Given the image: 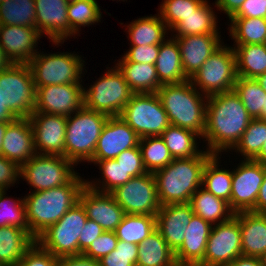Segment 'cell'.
<instances>
[{
    "label": "cell",
    "instance_id": "obj_1",
    "mask_svg": "<svg viewBox=\"0 0 266 266\" xmlns=\"http://www.w3.org/2000/svg\"><path fill=\"white\" fill-rule=\"evenodd\" d=\"M251 120L234 90L209 96L206 102L205 131L202 137V140L207 141L205 149L217 155L224 151H232Z\"/></svg>",
    "mask_w": 266,
    "mask_h": 266
},
{
    "label": "cell",
    "instance_id": "obj_2",
    "mask_svg": "<svg viewBox=\"0 0 266 266\" xmlns=\"http://www.w3.org/2000/svg\"><path fill=\"white\" fill-rule=\"evenodd\" d=\"M86 180L76 175L68 184L24 196L29 234L36 238L59 221L77 202Z\"/></svg>",
    "mask_w": 266,
    "mask_h": 266
},
{
    "label": "cell",
    "instance_id": "obj_3",
    "mask_svg": "<svg viewBox=\"0 0 266 266\" xmlns=\"http://www.w3.org/2000/svg\"><path fill=\"white\" fill-rule=\"evenodd\" d=\"M213 154L207 150L192 158L173 159L166 167L154 172L161 206L189 203L192 195L202 187V173Z\"/></svg>",
    "mask_w": 266,
    "mask_h": 266
},
{
    "label": "cell",
    "instance_id": "obj_4",
    "mask_svg": "<svg viewBox=\"0 0 266 266\" xmlns=\"http://www.w3.org/2000/svg\"><path fill=\"white\" fill-rule=\"evenodd\" d=\"M157 95L168 115L170 125L190 130L203 137L208 97L201 94L190 80L162 85Z\"/></svg>",
    "mask_w": 266,
    "mask_h": 266
},
{
    "label": "cell",
    "instance_id": "obj_5",
    "mask_svg": "<svg viewBox=\"0 0 266 266\" xmlns=\"http://www.w3.org/2000/svg\"><path fill=\"white\" fill-rule=\"evenodd\" d=\"M108 118V115L85 106L67 116L65 157L75 165L84 161L89 163Z\"/></svg>",
    "mask_w": 266,
    "mask_h": 266
},
{
    "label": "cell",
    "instance_id": "obj_6",
    "mask_svg": "<svg viewBox=\"0 0 266 266\" xmlns=\"http://www.w3.org/2000/svg\"><path fill=\"white\" fill-rule=\"evenodd\" d=\"M237 77L234 48L222 44L189 80L200 93L209 97L233 91Z\"/></svg>",
    "mask_w": 266,
    "mask_h": 266
},
{
    "label": "cell",
    "instance_id": "obj_7",
    "mask_svg": "<svg viewBox=\"0 0 266 266\" xmlns=\"http://www.w3.org/2000/svg\"><path fill=\"white\" fill-rule=\"evenodd\" d=\"M39 52L28 63L36 89L48 85L82 84L85 66L82 56L71 52Z\"/></svg>",
    "mask_w": 266,
    "mask_h": 266
},
{
    "label": "cell",
    "instance_id": "obj_8",
    "mask_svg": "<svg viewBox=\"0 0 266 266\" xmlns=\"http://www.w3.org/2000/svg\"><path fill=\"white\" fill-rule=\"evenodd\" d=\"M133 94L122 72L115 65L106 70L89 88L84 87V106L109 117L120 116Z\"/></svg>",
    "mask_w": 266,
    "mask_h": 266
},
{
    "label": "cell",
    "instance_id": "obj_9",
    "mask_svg": "<svg viewBox=\"0 0 266 266\" xmlns=\"http://www.w3.org/2000/svg\"><path fill=\"white\" fill-rule=\"evenodd\" d=\"M0 98L17 118H29L36 107V88L28 64H11L0 72Z\"/></svg>",
    "mask_w": 266,
    "mask_h": 266
},
{
    "label": "cell",
    "instance_id": "obj_10",
    "mask_svg": "<svg viewBox=\"0 0 266 266\" xmlns=\"http://www.w3.org/2000/svg\"><path fill=\"white\" fill-rule=\"evenodd\" d=\"M139 136H161L170 125L157 93L133 94L120 116Z\"/></svg>",
    "mask_w": 266,
    "mask_h": 266
},
{
    "label": "cell",
    "instance_id": "obj_11",
    "mask_svg": "<svg viewBox=\"0 0 266 266\" xmlns=\"http://www.w3.org/2000/svg\"><path fill=\"white\" fill-rule=\"evenodd\" d=\"M84 207L77 202L55 224L49 226L36 242L56 257L79 254V235L87 220Z\"/></svg>",
    "mask_w": 266,
    "mask_h": 266
},
{
    "label": "cell",
    "instance_id": "obj_12",
    "mask_svg": "<svg viewBox=\"0 0 266 266\" xmlns=\"http://www.w3.org/2000/svg\"><path fill=\"white\" fill-rule=\"evenodd\" d=\"M76 166L64 156L36 154L20 166V177L34 188L47 190L68 184L77 174Z\"/></svg>",
    "mask_w": 266,
    "mask_h": 266
},
{
    "label": "cell",
    "instance_id": "obj_13",
    "mask_svg": "<svg viewBox=\"0 0 266 266\" xmlns=\"http://www.w3.org/2000/svg\"><path fill=\"white\" fill-rule=\"evenodd\" d=\"M110 193L125 214L156 216L161 207L153 173L132 177Z\"/></svg>",
    "mask_w": 266,
    "mask_h": 266
},
{
    "label": "cell",
    "instance_id": "obj_14",
    "mask_svg": "<svg viewBox=\"0 0 266 266\" xmlns=\"http://www.w3.org/2000/svg\"><path fill=\"white\" fill-rule=\"evenodd\" d=\"M242 256L240 212L229 220L215 224L208 237L204 266H228Z\"/></svg>",
    "mask_w": 266,
    "mask_h": 266
},
{
    "label": "cell",
    "instance_id": "obj_15",
    "mask_svg": "<svg viewBox=\"0 0 266 266\" xmlns=\"http://www.w3.org/2000/svg\"><path fill=\"white\" fill-rule=\"evenodd\" d=\"M232 171L231 210L254 212L259 189L263 183L264 165L244 159Z\"/></svg>",
    "mask_w": 266,
    "mask_h": 266
},
{
    "label": "cell",
    "instance_id": "obj_16",
    "mask_svg": "<svg viewBox=\"0 0 266 266\" xmlns=\"http://www.w3.org/2000/svg\"><path fill=\"white\" fill-rule=\"evenodd\" d=\"M84 106L82 84L48 85L36 89L34 111L69 116Z\"/></svg>",
    "mask_w": 266,
    "mask_h": 266
},
{
    "label": "cell",
    "instance_id": "obj_17",
    "mask_svg": "<svg viewBox=\"0 0 266 266\" xmlns=\"http://www.w3.org/2000/svg\"><path fill=\"white\" fill-rule=\"evenodd\" d=\"M37 154L65 157L67 117L34 111L29 117Z\"/></svg>",
    "mask_w": 266,
    "mask_h": 266
},
{
    "label": "cell",
    "instance_id": "obj_18",
    "mask_svg": "<svg viewBox=\"0 0 266 266\" xmlns=\"http://www.w3.org/2000/svg\"><path fill=\"white\" fill-rule=\"evenodd\" d=\"M139 136L119 116L109 117L102 128L90 163L115 159L123 151L137 147Z\"/></svg>",
    "mask_w": 266,
    "mask_h": 266
},
{
    "label": "cell",
    "instance_id": "obj_19",
    "mask_svg": "<svg viewBox=\"0 0 266 266\" xmlns=\"http://www.w3.org/2000/svg\"><path fill=\"white\" fill-rule=\"evenodd\" d=\"M36 29L43 36H48L55 46L64 43L75 33L70 29L66 0H35Z\"/></svg>",
    "mask_w": 266,
    "mask_h": 266
},
{
    "label": "cell",
    "instance_id": "obj_20",
    "mask_svg": "<svg viewBox=\"0 0 266 266\" xmlns=\"http://www.w3.org/2000/svg\"><path fill=\"white\" fill-rule=\"evenodd\" d=\"M41 37L34 27L0 25V46L13 64H28L38 53Z\"/></svg>",
    "mask_w": 266,
    "mask_h": 266
},
{
    "label": "cell",
    "instance_id": "obj_21",
    "mask_svg": "<svg viewBox=\"0 0 266 266\" xmlns=\"http://www.w3.org/2000/svg\"><path fill=\"white\" fill-rule=\"evenodd\" d=\"M79 202L88 219L97 222L104 231H115L125 215L111 193L100 192L87 185L80 192Z\"/></svg>",
    "mask_w": 266,
    "mask_h": 266
},
{
    "label": "cell",
    "instance_id": "obj_22",
    "mask_svg": "<svg viewBox=\"0 0 266 266\" xmlns=\"http://www.w3.org/2000/svg\"><path fill=\"white\" fill-rule=\"evenodd\" d=\"M213 225L193 214L181 247L174 253L177 266H204V255Z\"/></svg>",
    "mask_w": 266,
    "mask_h": 266
},
{
    "label": "cell",
    "instance_id": "obj_23",
    "mask_svg": "<svg viewBox=\"0 0 266 266\" xmlns=\"http://www.w3.org/2000/svg\"><path fill=\"white\" fill-rule=\"evenodd\" d=\"M220 36V34H199L175 38L180 48L182 68L189 79L224 44Z\"/></svg>",
    "mask_w": 266,
    "mask_h": 266
},
{
    "label": "cell",
    "instance_id": "obj_24",
    "mask_svg": "<svg viewBox=\"0 0 266 266\" xmlns=\"http://www.w3.org/2000/svg\"><path fill=\"white\" fill-rule=\"evenodd\" d=\"M193 210L189 203L167 204L156 213V229L175 253L182 245Z\"/></svg>",
    "mask_w": 266,
    "mask_h": 266
},
{
    "label": "cell",
    "instance_id": "obj_25",
    "mask_svg": "<svg viewBox=\"0 0 266 266\" xmlns=\"http://www.w3.org/2000/svg\"><path fill=\"white\" fill-rule=\"evenodd\" d=\"M36 154L29 118L9 122L3 138L2 155L21 166Z\"/></svg>",
    "mask_w": 266,
    "mask_h": 266
},
{
    "label": "cell",
    "instance_id": "obj_26",
    "mask_svg": "<svg viewBox=\"0 0 266 266\" xmlns=\"http://www.w3.org/2000/svg\"><path fill=\"white\" fill-rule=\"evenodd\" d=\"M242 256L259 258L266 252V214L240 212Z\"/></svg>",
    "mask_w": 266,
    "mask_h": 266
},
{
    "label": "cell",
    "instance_id": "obj_27",
    "mask_svg": "<svg viewBox=\"0 0 266 266\" xmlns=\"http://www.w3.org/2000/svg\"><path fill=\"white\" fill-rule=\"evenodd\" d=\"M155 67L161 85L189 80L182 68L179 45L173 37H167L160 44Z\"/></svg>",
    "mask_w": 266,
    "mask_h": 266
},
{
    "label": "cell",
    "instance_id": "obj_28",
    "mask_svg": "<svg viewBox=\"0 0 266 266\" xmlns=\"http://www.w3.org/2000/svg\"><path fill=\"white\" fill-rule=\"evenodd\" d=\"M35 241L25 229L0 227V266H16Z\"/></svg>",
    "mask_w": 266,
    "mask_h": 266
},
{
    "label": "cell",
    "instance_id": "obj_29",
    "mask_svg": "<svg viewBox=\"0 0 266 266\" xmlns=\"http://www.w3.org/2000/svg\"><path fill=\"white\" fill-rule=\"evenodd\" d=\"M114 65L122 72L134 94L157 93L162 86L154 64L118 61Z\"/></svg>",
    "mask_w": 266,
    "mask_h": 266
},
{
    "label": "cell",
    "instance_id": "obj_30",
    "mask_svg": "<svg viewBox=\"0 0 266 266\" xmlns=\"http://www.w3.org/2000/svg\"><path fill=\"white\" fill-rule=\"evenodd\" d=\"M189 204L195 215L200 216L212 225L225 222L235 214L230 209L228 202L215 197L202 187L192 195Z\"/></svg>",
    "mask_w": 266,
    "mask_h": 266
},
{
    "label": "cell",
    "instance_id": "obj_31",
    "mask_svg": "<svg viewBox=\"0 0 266 266\" xmlns=\"http://www.w3.org/2000/svg\"><path fill=\"white\" fill-rule=\"evenodd\" d=\"M126 27L131 46L160 45L168 37L169 29L159 14L138 18Z\"/></svg>",
    "mask_w": 266,
    "mask_h": 266
},
{
    "label": "cell",
    "instance_id": "obj_32",
    "mask_svg": "<svg viewBox=\"0 0 266 266\" xmlns=\"http://www.w3.org/2000/svg\"><path fill=\"white\" fill-rule=\"evenodd\" d=\"M205 0L197 9L196 12L182 18V20L171 30L176 32L173 38L186 35L199 34H219L218 20L216 12Z\"/></svg>",
    "mask_w": 266,
    "mask_h": 266
},
{
    "label": "cell",
    "instance_id": "obj_33",
    "mask_svg": "<svg viewBox=\"0 0 266 266\" xmlns=\"http://www.w3.org/2000/svg\"><path fill=\"white\" fill-rule=\"evenodd\" d=\"M136 266H177L174 252L157 229L138 245Z\"/></svg>",
    "mask_w": 266,
    "mask_h": 266
},
{
    "label": "cell",
    "instance_id": "obj_34",
    "mask_svg": "<svg viewBox=\"0 0 266 266\" xmlns=\"http://www.w3.org/2000/svg\"><path fill=\"white\" fill-rule=\"evenodd\" d=\"M219 155L213 154L207 160L202 173V188L228 202L231 209L232 171L219 168L222 156Z\"/></svg>",
    "mask_w": 266,
    "mask_h": 266
},
{
    "label": "cell",
    "instance_id": "obj_35",
    "mask_svg": "<svg viewBox=\"0 0 266 266\" xmlns=\"http://www.w3.org/2000/svg\"><path fill=\"white\" fill-rule=\"evenodd\" d=\"M237 75L256 78L266 73V44L235 45Z\"/></svg>",
    "mask_w": 266,
    "mask_h": 266
},
{
    "label": "cell",
    "instance_id": "obj_36",
    "mask_svg": "<svg viewBox=\"0 0 266 266\" xmlns=\"http://www.w3.org/2000/svg\"><path fill=\"white\" fill-rule=\"evenodd\" d=\"M161 137L173 159L192 158L201 152L197 145L200 137L190 130L169 125Z\"/></svg>",
    "mask_w": 266,
    "mask_h": 266
},
{
    "label": "cell",
    "instance_id": "obj_37",
    "mask_svg": "<svg viewBox=\"0 0 266 266\" xmlns=\"http://www.w3.org/2000/svg\"><path fill=\"white\" fill-rule=\"evenodd\" d=\"M229 21L234 45L266 44V18L231 17Z\"/></svg>",
    "mask_w": 266,
    "mask_h": 266
},
{
    "label": "cell",
    "instance_id": "obj_38",
    "mask_svg": "<svg viewBox=\"0 0 266 266\" xmlns=\"http://www.w3.org/2000/svg\"><path fill=\"white\" fill-rule=\"evenodd\" d=\"M156 230V216L125 214L115 233L118 240L139 245Z\"/></svg>",
    "mask_w": 266,
    "mask_h": 266
},
{
    "label": "cell",
    "instance_id": "obj_39",
    "mask_svg": "<svg viewBox=\"0 0 266 266\" xmlns=\"http://www.w3.org/2000/svg\"><path fill=\"white\" fill-rule=\"evenodd\" d=\"M0 25L36 28L35 0H4L0 3Z\"/></svg>",
    "mask_w": 266,
    "mask_h": 266
},
{
    "label": "cell",
    "instance_id": "obj_40",
    "mask_svg": "<svg viewBox=\"0 0 266 266\" xmlns=\"http://www.w3.org/2000/svg\"><path fill=\"white\" fill-rule=\"evenodd\" d=\"M235 93L240 97L252 119H262V108H265L266 92L254 78L237 77Z\"/></svg>",
    "mask_w": 266,
    "mask_h": 266
},
{
    "label": "cell",
    "instance_id": "obj_41",
    "mask_svg": "<svg viewBox=\"0 0 266 266\" xmlns=\"http://www.w3.org/2000/svg\"><path fill=\"white\" fill-rule=\"evenodd\" d=\"M139 147L144 168L149 173H154L173 161V157L161 136L141 138Z\"/></svg>",
    "mask_w": 266,
    "mask_h": 266
},
{
    "label": "cell",
    "instance_id": "obj_42",
    "mask_svg": "<svg viewBox=\"0 0 266 266\" xmlns=\"http://www.w3.org/2000/svg\"><path fill=\"white\" fill-rule=\"evenodd\" d=\"M265 141L266 120L260 118L252 119L232 149L241 154L243 159L253 160L260 153Z\"/></svg>",
    "mask_w": 266,
    "mask_h": 266
},
{
    "label": "cell",
    "instance_id": "obj_43",
    "mask_svg": "<svg viewBox=\"0 0 266 266\" xmlns=\"http://www.w3.org/2000/svg\"><path fill=\"white\" fill-rule=\"evenodd\" d=\"M67 17L70 29L78 35L81 26L101 22L102 13L96 0H76L68 3Z\"/></svg>",
    "mask_w": 266,
    "mask_h": 266
},
{
    "label": "cell",
    "instance_id": "obj_44",
    "mask_svg": "<svg viewBox=\"0 0 266 266\" xmlns=\"http://www.w3.org/2000/svg\"><path fill=\"white\" fill-rule=\"evenodd\" d=\"M95 165L99 166L102 179L99 178L100 181L96 179L98 182L96 180H86V185L91 189L110 193L116 187L125 184L132 178L115 159L100 160Z\"/></svg>",
    "mask_w": 266,
    "mask_h": 266
},
{
    "label": "cell",
    "instance_id": "obj_45",
    "mask_svg": "<svg viewBox=\"0 0 266 266\" xmlns=\"http://www.w3.org/2000/svg\"><path fill=\"white\" fill-rule=\"evenodd\" d=\"M3 226L22 228L29 233L24 198L13 200L6 196V190H0V227Z\"/></svg>",
    "mask_w": 266,
    "mask_h": 266
},
{
    "label": "cell",
    "instance_id": "obj_46",
    "mask_svg": "<svg viewBox=\"0 0 266 266\" xmlns=\"http://www.w3.org/2000/svg\"><path fill=\"white\" fill-rule=\"evenodd\" d=\"M205 0H164L160 4L159 15L161 20L171 31L182 18L196 12V9Z\"/></svg>",
    "mask_w": 266,
    "mask_h": 266
},
{
    "label": "cell",
    "instance_id": "obj_47",
    "mask_svg": "<svg viewBox=\"0 0 266 266\" xmlns=\"http://www.w3.org/2000/svg\"><path fill=\"white\" fill-rule=\"evenodd\" d=\"M138 245L118 240L116 249L99 260L100 266H136Z\"/></svg>",
    "mask_w": 266,
    "mask_h": 266
},
{
    "label": "cell",
    "instance_id": "obj_48",
    "mask_svg": "<svg viewBox=\"0 0 266 266\" xmlns=\"http://www.w3.org/2000/svg\"><path fill=\"white\" fill-rule=\"evenodd\" d=\"M117 242L118 238L115 231H104L99 237L92 241L82 254L94 260H100L116 249Z\"/></svg>",
    "mask_w": 266,
    "mask_h": 266
},
{
    "label": "cell",
    "instance_id": "obj_49",
    "mask_svg": "<svg viewBox=\"0 0 266 266\" xmlns=\"http://www.w3.org/2000/svg\"><path fill=\"white\" fill-rule=\"evenodd\" d=\"M115 160L125 169L131 177H137L147 173L142 161L139 145L120 153Z\"/></svg>",
    "mask_w": 266,
    "mask_h": 266
},
{
    "label": "cell",
    "instance_id": "obj_50",
    "mask_svg": "<svg viewBox=\"0 0 266 266\" xmlns=\"http://www.w3.org/2000/svg\"><path fill=\"white\" fill-rule=\"evenodd\" d=\"M57 257L43 249L36 241L16 266H56Z\"/></svg>",
    "mask_w": 266,
    "mask_h": 266
},
{
    "label": "cell",
    "instance_id": "obj_51",
    "mask_svg": "<svg viewBox=\"0 0 266 266\" xmlns=\"http://www.w3.org/2000/svg\"><path fill=\"white\" fill-rule=\"evenodd\" d=\"M160 45L130 46L128 51L117 61H130L136 63H156Z\"/></svg>",
    "mask_w": 266,
    "mask_h": 266
},
{
    "label": "cell",
    "instance_id": "obj_52",
    "mask_svg": "<svg viewBox=\"0 0 266 266\" xmlns=\"http://www.w3.org/2000/svg\"><path fill=\"white\" fill-rule=\"evenodd\" d=\"M20 178V166L0 155V190H7Z\"/></svg>",
    "mask_w": 266,
    "mask_h": 266
},
{
    "label": "cell",
    "instance_id": "obj_53",
    "mask_svg": "<svg viewBox=\"0 0 266 266\" xmlns=\"http://www.w3.org/2000/svg\"><path fill=\"white\" fill-rule=\"evenodd\" d=\"M103 232V228L97 222L87 218L79 235V254H82L92 241L99 237Z\"/></svg>",
    "mask_w": 266,
    "mask_h": 266
},
{
    "label": "cell",
    "instance_id": "obj_54",
    "mask_svg": "<svg viewBox=\"0 0 266 266\" xmlns=\"http://www.w3.org/2000/svg\"><path fill=\"white\" fill-rule=\"evenodd\" d=\"M232 17L266 18V0H245Z\"/></svg>",
    "mask_w": 266,
    "mask_h": 266
},
{
    "label": "cell",
    "instance_id": "obj_55",
    "mask_svg": "<svg viewBox=\"0 0 266 266\" xmlns=\"http://www.w3.org/2000/svg\"><path fill=\"white\" fill-rule=\"evenodd\" d=\"M56 266H100L99 260H94L83 254L57 257Z\"/></svg>",
    "mask_w": 266,
    "mask_h": 266
},
{
    "label": "cell",
    "instance_id": "obj_56",
    "mask_svg": "<svg viewBox=\"0 0 266 266\" xmlns=\"http://www.w3.org/2000/svg\"><path fill=\"white\" fill-rule=\"evenodd\" d=\"M245 0H216L215 7L227 14L229 19L240 9Z\"/></svg>",
    "mask_w": 266,
    "mask_h": 266
},
{
    "label": "cell",
    "instance_id": "obj_57",
    "mask_svg": "<svg viewBox=\"0 0 266 266\" xmlns=\"http://www.w3.org/2000/svg\"><path fill=\"white\" fill-rule=\"evenodd\" d=\"M255 213L266 214V165H264V178L256 200Z\"/></svg>",
    "mask_w": 266,
    "mask_h": 266
},
{
    "label": "cell",
    "instance_id": "obj_58",
    "mask_svg": "<svg viewBox=\"0 0 266 266\" xmlns=\"http://www.w3.org/2000/svg\"><path fill=\"white\" fill-rule=\"evenodd\" d=\"M228 266H262L257 257L239 256Z\"/></svg>",
    "mask_w": 266,
    "mask_h": 266
},
{
    "label": "cell",
    "instance_id": "obj_59",
    "mask_svg": "<svg viewBox=\"0 0 266 266\" xmlns=\"http://www.w3.org/2000/svg\"><path fill=\"white\" fill-rule=\"evenodd\" d=\"M17 117L4 105L0 98V122H12Z\"/></svg>",
    "mask_w": 266,
    "mask_h": 266
},
{
    "label": "cell",
    "instance_id": "obj_60",
    "mask_svg": "<svg viewBox=\"0 0 266 266\" xmlns=\"http://www.w3.org/2000/svg\"><path fill=\"white\" fill-rule=\"evenodd\" d=\"M12 62L6 57L4 49L0 46V72L6 70Z\"/></svg>",
    "mask_w": 266,
    "mask_h": 266
},
{
    "label": "cell",
    "instance_id": "obj_61",
    "mask_svg": "<svg viewBox=\"0 0 266 266\" xmlns=\"http://www.w3.org/2000/svg\"><path fill=\"white\" fill-rule=\"evenodd\" d=\"M253 160L266 165V141L264 142L260 153Z\"/></svg>",
    "mask_w": 266,
    "mask_h": 266
},
{
    "label": "cell",
    "instance_id": "obj_62",
    "mask_svg": "<svg viewBox=\"0 0 266 266\" xmlns=\"http://www.w3.org/2000/svg\"><path fill=\"white\" fill-rule=\"evenodd\" d=\"M9 122H0V155H2V144Z\"/></svg>",
    "mask_w": 266,
    "mask_h": 266
},
{
    "label": "cell",
    "instance_id": "obj_63",
    "mask_svg": "<svg viewBox=\"0 0 266 266\" xmlns=\"http://www.w3.org/2000/svg\"><path fill=\"white\" fill-rule=\"evenodd\" d=\"M255 80L262 86L263 90L266 92V73L258 75Z\"/></svg>",
    "mask_w": 266,
    "mask_h": 266
},
{
    "label": "cell",
    "instance_id": "obj_64",
    "mask_svg": "<svg viewBox=\"0 0 266 266\" xmlns=\"http://www.w3.org/2000/svg\"><path fill=\"white\" fill-rule=\"evenodd\" d=\"M262 266H266V252L259 257Z\"/></svg>",
    "mask_w": 266,
    "mask_h": 266
},
{
    "label": "cell",
    "instance_id": "obj_65",
    "mask_svg": "<svg viewBox=\"0 0 266 266\" xmlns=\"http://www.w3.org/2000/svg\"><path fill=\"white\" fill-rule=\"evenodd\" d=\"M262 119L266 120V98H265V108H262Z\"/></svg>",
    "mask_w": 266,
    "mask_h": 266
},
{
    "label": "cell",
    "instance_id": "obj_66",
    "mask_svg": "<svg viewBox=\"0 0 266 266\" xmlns=\"http://www.w3.org/2000/svg\"><path fill=\"white\" fill-rule=\"evenodd\" d=\"M66 1H67V2L69 3V2H73V1H76V0H66Z\"/></svg>",
    "mask_w": 266,
    "mask_h": 266
}]
</instances>
